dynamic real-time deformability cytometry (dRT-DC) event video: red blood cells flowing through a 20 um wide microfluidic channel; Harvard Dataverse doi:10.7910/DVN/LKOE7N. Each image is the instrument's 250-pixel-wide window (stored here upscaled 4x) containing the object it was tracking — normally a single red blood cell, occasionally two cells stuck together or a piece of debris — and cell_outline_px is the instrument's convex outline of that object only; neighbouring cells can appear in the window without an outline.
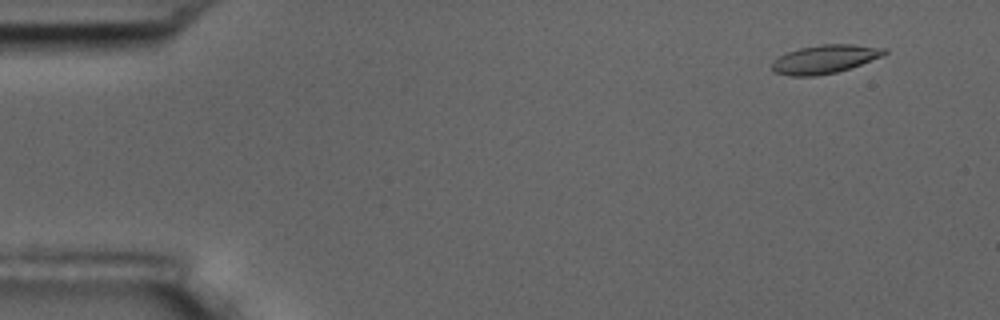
{"species": "common noctule bat (a hibernating species)", "species_latin": "Nyctalus noctula", "temperature_condition": "room temperature", "stored_images_in_passage": 5, "camera_frame_rate_fps": 3000, "um_per_image_px": 0.085, "animal": {"sex": "male", "body_mass_g": 17.5, "forearm_length_mm": 52.3}, "frame": {"image": 1, "passage_image": 2, "time_ms": 1.333, "image_size_px": [1000, 320], "cell_outline_px": [[888, 52], [884, 56], [836, 72], [816, 76], [788, 76], [772, 72], [772, 60], [788, 52], [800, 48], [820, 44], [852, 44], [888, 48]], "centroid_in_image_um": [70.11, 5.03], "position_along_channel_um": 14.9, "area_um2": 18.79}}
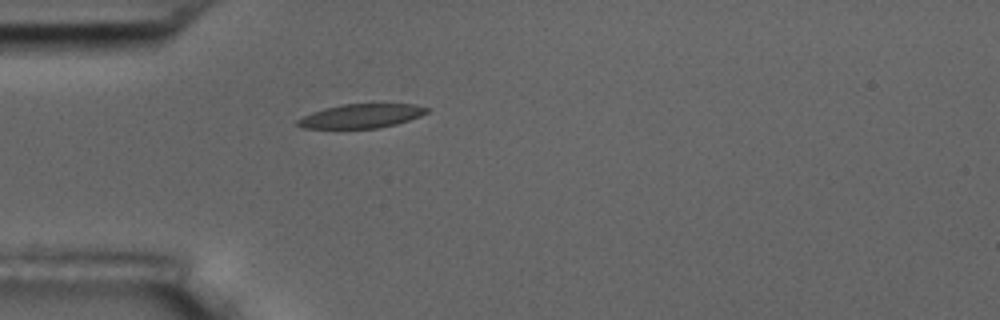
{"frame": {"image": 2, "passage_image": 5, "time_ms": 5.333, "image_size_px": [1000, 320], "cell_outline_px": [[428, 112], [420, 116], [396, 124], [376, 128], [300, 128], [296, 124], [296, 120], [312, 112], [324, 108], [340, 104], [412, 104], [428, 108]], "centroid_in_image_um": [30.66, 9.86], "position_along_channel_um": 54.3, "area_um2": 17.98}}